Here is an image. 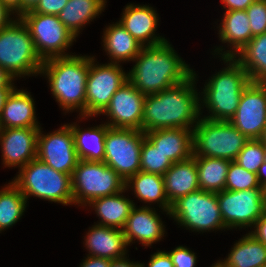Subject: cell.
<instances>
[{
    "mask_svg": "<svg viewBox=\"0 0 266 267\" xmlns=\"http://www.w3.org/2000/svg\"><path fill=\"white\" fill-rule=\"evenodd\" d=\"M15 78L12 77L4 68L0 67V88H15L13 85Z\"/></svg>",
    "mask_w": 266,
    "mask_h": 267,
    "instance_id": "7dc6e473",
    "label": "cell"
},
{
    "mask_svg": "<svg viewBox=\"0 0 266 267\" xmlns=\"http://www.w3.org/2000/svg\"><path fill=\"white\" fill-rule=\"evenodd\" d=\"M125 192L126 189L115 195L94 199L88 204V206H92L99 219H101L96 224L118 229L124 228L127 218L135 206L133 200L122 194Z\"/></svg>",
    "mask_w": 266,
    "mask_h": 267,
    "instance_id": "4316f807",
    "label": "cell"
},
{
    "mask_svg": "<svg viewBox=\"0 0 266 267\" xmlns=\"http://www.w3.org/2000/svg\"><path fill=\"white\" fill-rule=\"evenodd\" d=\"M264 162L266 163V146H265V152H264Z\"/></svg>",
    "mask_w": 266,
    "mask_h": 267,
    "instance_id": "db71d44e",
    "label": "cell"
},
{
    "mask_svg": "<svg viewBox=\"0 0 266 267\" xmlns=\"http://www.w3.org/2000/svg\"><path fill=\"white\" fill-rule=\"evenodd\" d=\"M252 38L266 33V0H255L246 9Z\"/></svg>",
    "mask_w": 266,
    "mask_h": 267,
    "instance_id": "8d00e7d4",
    "label": "cell"
},
{
    "mask_svg": "<svg viewBox=\"0 0 266 267\" xmlns=\"http://www.w3.org/2000/svg\"><path fill=\"white\" fill-rule=\"evenodd\" d=\"M14 88H0V113L5 105L7 97Z\"/></svg>",
    "mask_w": 266,
    "mask_h": 267,
    "instance_id": "681fc988",
    "label": "cell"
},
{
    "mask_svg": "<svg viewBox=\"0 0 266 267\" xmlns=\"http://www.w3.org/2000/svg\"><path fill=\"white\" fill-rule=\"evenodd\" d=\"M198 171L200 190L220 192L225 190L229 160L210 157H194Z\"/></svg>",
    "mask_w": 266,
    "mask_h": 267,
    "instance_id": "1f68e13d",
    "label": "cell"
},
{
    "mask_svg": "<svg viewBox=\"0 0 266 267\" xmlns=\"http://www.w3.org/2000/svg\"><path fill=\"white\" fill-rule=\"evenodd\" d=\"M253 82H266V33L253 37L234 57Z\"/></svg>",
    "mask_w": 266,
    "mask_h": 267,
    "instance_id": "4dcf8cb0",
    "label": "cell"
},
{
    "mask_svg": "<svg viewBox=\"0 0 266 267\" xmlns=\"http://www.w3.org/2000/svg\"><path fill=\"white\" fill-rule=\"evenodd\" d=\"M119 63L98 64L89 56L86 83L85 117L100 115L109 105L114 93L128 81L127 73Z\"/></svg>",
    "mask_w": 266,
    "mask_h": 267,
    "instance_id": "4fadbf2b",
    "label": "cell"
},
{
    "mask_svg": "<svg viewBox=\"0 0 266 267\" xmlns=\"http://www.w3.org/2000/svg\"><path fill=\"white\" fill-rule=\"evenodd\" d=\"M159 16L149 5L127 4L122 13L120 22L123 27L143 46H155L167 40L155 34Z\"/></svg>",
    "mask_w": 266,
    "mask_h": 267,
    "instance_id": "ac0fdd59",
    "label": "cell"
},
{
    "mask_svg": "<svg viewBox=\"0 0 266 267\" xmlns=\"http://www.w3.org/2000/svg\"><path fill=\"white\" fill-rule=\"evenodd\" d=\"M134 190V195L144 203H157L159 207L170 215L172 205L169 203L164 186V178L159 174L139 171L125 181V189Z\"/></svg>",
    "mask_w": 266,
    "mask_h": 267,
    "instance_id": "484cf974",
    "label": "cell"
},
{
    "mask_svg": "<svg viewBox=\"0 0 266 267\" xmlns=\"http://www.w3.org/2000/svg\"><path fill=\"white\" fill-rule=\"evenodd\" d=\"M255 0H221L223 8L227 11L246 10Z\"/></svg>",
    "mask_w": 266,
    "mask_h": 267,
    "instance_id": "b9f144b4",
    "label": "cell"
},
{
    "mask_svg": "<svg viewBox=\"0 0 266 267\" xmlns=\"http://www.w3.org/2000/svg\"><path fill=\"white\" fill-rule=\"evenodd\" d=\"M19 18L29 29L35 49L43 61L53 57L69 56L65 51L76 41V37L58 16L30 10Z\"/></svg>",
    "mask_w": 266,
    "mask_h": 267,
    "instance_id": "30bf717a",
    "label": "cell"
},
{
    "mask_svg": "<svg viewBox=\"0 0 266 267\" xmlns=\"http://www.w3.org/2000/svg\"><path fill=\"white\" fill-rule=\"evenodd\" d=\"M223 267H264L266 246L248 233L237 241L224 260H218Z\"/></svg>",
    "mask_w": 266,
    "mask_h": 267,
    "instance_id": "f1b7e54d",
    "label": "cell"
},
{
    "mask_svg": "<svg viewBox=\"0 0 266 267\" xmlns=\"http://www.w3.org/2000/svg\"><path fill=\"white\" fill-rule=\"evenodd\" d=\"M19 174L11 182L28 201L34 196L47 201L73 204L71 175L54 170L38 158L19 168Z\"/></svg>",
    "mask_w": 266,
    "mask_h": 267,
    "instance_id": "5b68a950",
    "label": "cell"
},
{
    "mask_svg": "<svg viewBox=\"0 0 266 267\" xmlns=\"http://www.w3.org/2000/svg\"><path fill=\"white\" fill-rule=\"evenodd\" d=\"M172 162L145 137L141 146L140 167L142 172L163 176Z\"/></svg>",
    "mask_w": 266,
    "mask_h": 267,
    "instance_id": "836d02e7",
    "label": "cell"
},
{
    "mask_svg": "<svg viewBox=\"0 0 266 267\" xmlns=\"http://www.w3.org/2000/svg\"><path fill=\"white\" fill-rule=\"evenodd\" d=\"M109 267H146L145 263H139V262H134V261H129V259L127 258V256L122 257V258H118V259H114L111 261Z\"/></svg>",
    "mask_w": 266,
    "mask_h": 267,
    "instance_id": "bcb514c9",
    "label": "cell"
},
{
    "mask_svg": "<svg viewBox=\"0 0 266 267\" xmlns=\"http://www.w3.org/2000/svg\"><path fill=\"white\" fill-rule=\"evenodd\" d=\"M219 209L227 230L252 228L266 214V190L251 188L244 191L217 192Z\"/></svg>",
    "mask_w": 266,
    "mask_h": 267,
    "instance_id": "8fae6325",
    "label": "cell"
},
{
    "mask_svg": "<svg viewBox=\"0 0 266 267\" xmlns=\"http://www.w3.org/2000/svg\"><path fill=\"white\" fill-rule=\"evenodd\" d=\"M3 5L7 7L15 17H20L23 14V0H1ZM17 15V16H16Z\"/></svg>",
    "mask_w": 266,
    "mask_h": 267,
    "instance_id": "f6af8a7d",
    "label": "cell"
},
{
    "mask_svg": "<svg viewBox=\"0 0 266 267\" xmlns=\"http://www.w3.org/2000/svg\"><path fill=\"white\" fill-rule=\"evenodd\" d=\"M40 0H23V13L33 10Z\"/></svg>",
    "mask_w": 266,
    "mask_h": 267,
    "instance_id": "f907efd6",
    "label": "cell"
},
{
    "mask_svg": "<svg viewBox=\"0 0 266 267\" xmlns=\"http://www.w3.org/2000/svg\"><path fill=\"white\" fill-rule=\"evenodd\" d=\"M40 127L1 128L0 145L4 167H23L37 158Z\"/></svg>",
    "mask_w": 266,
    "mask_h": 267,
    "instance_id": "e0dca14e",
    "label": "cell"
},
{
    "mask_svg": "<svg viewBox=\"0 0 266 267\" xmlns=\"http://www.w3.org/2000/svg\"><path fill=\"white\" fill-rule=\"evenodd\" d=\"M43 62L29 29L19 17L0 30V67L12 77L38 76Z\"/></svg>",
    "mask_w": 266,
    "mask_h": 267,
    "instance_id": "8992f818",
    "label": "cell"
},
{
    "mask_svg": "<svg viewBox=\"0 0 266 267\" xmlns=\"http://www.w3.org/2000/svg\"><path fill=\"white\" fill-rule=\"evenodd\" d=\"M264 152L265 145L260 139H249L234 162L257 174L259 167L264 163Z\"/></svg>",
    "mask_w": 266,
    "mask_h": 267,
    "instance_id": "d590c367",
    "label": "cell"
},
{
    "mask_svg": "<svg viewBox=\"0 0 266 267\" xmlns=\"http://www.w3.org/2000/svg\"><path fill=\"white\" fill-rule=\"evenodd\" d=\"M111 261V259L87 255L79 267H109Z\"/></svg>",
    "mask_w": 266,
    "mask_h": 267,
    "instance_id": "7bdbcfd3",
    "label": "cell"
},
{
    "mask_svg": "<svg viewBox=\"0 0 266 267\" xmlns=\"http://www.w3.org/2000/svg\"><path fill=\"white\" fill-rule=\"evenodd\" d=\"M67 3L68 0H40L33 11L58 16Z\"/></svg>",
    "mask_w": 266,
    "mask_h": 267,
    "instance_id": "f35d334b",
    "label": "cell"
},
{
    "mask_svg": "<svg viewBox=\"0 0 266 267\" xmlns=\"http://www.w3.org/2000/svg\"><path fill=\"white\" fill-rule=\"evenodd\" d=\"M71 187L73 204L85 207L94 199L122 192L125 181L104 162L79 160L71 175Z\"/></svg>",
    "mask_w": 266,
    "mask_h": 267,
    "instance_id": "ba28073f",
    "label": "cell"
},
{
    "mask_svg": "<svg viewBox=\"0 0 266 267\" xmlns=\"http://www.w3.org/2000/svg\"><path fill=\"white\" fill-rule=\"evenodd\" d=\"M128 81L145 95L159 93L183 82L193 69L175 52L170 42L142 47L134 58Z\"/></svg>",
    "mask_w": 266,
    "mask_h": 267,
    "instance_id": "7a4b0ae2",
    "label": "cell"
},
{
    "mask_svg": "<svg viewBox=\"0 0 266 267\" xmlns=\"http://www.w3.org/2000/svg\"><path fill=\"white\" fill-rule=\"evenodd\" d=\"M69 125L74 136V145L79 160L103 162L105 157V137L110 126L104 123L83 130L76 122Z\"/></svg>",
    "mask_w": 266,
    "mask_h": 267,
    "instance_id": "83f0119b",
    "label": "cell"
},
{
    "mask_svg": "<svg viewBox=\"0 0 266 267\" xmlns=\"http://www.w3.org/2000/svg\"><path fill=\"white\" fill-rule=\"evenodd\" d=\"M147 267H174L168 252L158 251L151 255Z\"/></svg>",
    "mask_w": 266,
    "mask_h": 267,
    "instance_id": "ab89813d",
    "label": "cell"
},
{
    "mask_svg": "<svg viewBox=\"0 0 266 267\" xmlns=\"http://www.w3.org/2000/svg\"><path fill=\"white\" fill-rule=\"evenodd\" d=\"M122 230L128 246L138 240L143 246L148 247L164 237L165 225L154 207L145 205L137 208L135 205Z\"/></svg>",
    "mask_w": 266,
    "mask_h": 267,
    "instance_id": "d6986e66",
    "label": "cell"
},
{
    "mask_svg": "<svg viewBox=\"0 0 266 267\" xmlns=\"http://www.w3.org/2000/svg\"><path fill=\"white\" fill-rule=\"evenodd\" d=\"M169 216L178 225L195 232L227 229L216 192L198 190L180 197L172 204Z\"/></svg>",
    "mask_w": 266,
    "mask_h": 267,
    "instance_id": "9c48e42d",
    "label": "cell"
},
{
    "mask_svg": "<svg viewBox=\"0 0 266 267\" xmlns=\"http://www.w3.org/2000/svg\"><path fill=\"white\" fill-rule=\"evenodd\" d=\"M106 3V0H68L58 17L64 26L78 37L83 26L104 12Z\"/></svg>",
    "mask_w": 266,
    "mask_h": 267,
    "instance_id": "f546056e",
    "label": "cell"
},
{
    "mask_svg": "<svg viewBox=\"0 0 266 267\" xmlns=\"http://www.w3.org/2000/svg\"><path fill=\"white\" fill-rule=\"evenodd\" d=\"M193 129L167 128L145 133V137L172 163L187 160L193 156Z\"/></svg>",
    "mask_w": 266,
    "mask_h": 267,
    "instance_id": "44dd1931",
    "label": "cell"
},
{
    "mask_svg": "<svg viewBox=\"0 0 266 267\" xmlns=\"http://www.w3.org/2000/svg\"><path fill=\"white\" fill-rule=\"evenodd\" d=\"M31 96L23 89L12 90L0 113L1 128L41 127L35 116V103Z\"/></svg>",
    "mask_w": 266,
    "mask_h": 267,
    "instance_id": "603a6c76",
    "label": "cell"
},
{
    "mask_svg": "<svg viewBox=\"0 0 266 267\" xmlns=\"http://www.w3.org/2000/svg\"><path fill=\"white\" fill-rule=\"evenodd\" d=\"M165 193L172 205L180 197L200 190L195 158L173 163L163 175Z\"/></svg>",
    "mask_w": 266,
    "mask_h": 267,
    "instance_id": "cb8c5ba5",
    "label": "cell"
},
{
    "mask_svg": "<svg viewBox=\"0 0 266 267\" xmlns=\"http://www.w3.org/2000/svg\"><path fill=\"white\" fill-rule=\"evenodd\" d=\"M27 200L12 183L0 190V233L16 224L24 214Z\"/></svg>",
    "mask_w": 266,
    "mask_h": 267,
    "instance_id": "d6a6232c",
    "label": "cell"
},
{
    "mask_svg": "<svg viewBox=\"0 0 266 267\" xmlns=\"http://www.w3.org/2000/svg\"><path fill=\"white\" fill-rule=\"evenodd\" d=\"M258 182L266 190V163L264 162L257 172Z\"/></svg>",
    "mask_w": 266,
    "mask_h": 267,
    "instance_id": "c3c4849f",
    "label": "cell"
},
{
    "mask_svg": "<svg viewBox=\"0 0 266 267\" xmlns=\"http://www.w3.org/2000/svg\"><path fill=\"white\" fill-rule=\"evenodd\" d=\"M260 140L263 142V144L266 146V126H265V129L263 131V134L260 138Z\"/></svg>",
    "mask_w": 266,
    "mask_h": 267,
    "instance_id": "816d5d0a",
    "label": "cell"
},
{
    "mask_svg": "<svg viewBox=\"0 0 266 267\" xmlns=\"http://www.w3.org/2000/svg\"><path fill=\"white\" fill-rule=\"evenodd\" d=\"M89 56L70 55L44 60L40 75L48 78L56 102L65 112L75 109L85 117Z\"/></svg>",
    "mask_w": 266,
    "mask_h": 267,
    "instance_id": "3957f363",
    "label": "cell"
},
{
    "mask_svg": "<svg viewBox=\"0 0 266 267\" xmlns=\"http://www.w3.org/2000/svg\"><path fill=\"white\" fill-rule=\"evenodd\" d=\"M11 15L15 16L0 0V30L8 27L15 20Z\"/></svg>",
    "mask_w": 266,
    "mask_h": 267,
    "instance_id": "ee69618b",
    "label": "cell"
},
{
    "mask_svg": "<svg viewBox=\"0 0 266 267\" xmlns=\"http://www.w3.org/2000/svg\"><path fill=\"white\" fill-rule=\"evenodd\" d=\"M145 133L137 129L109 127L105 137L104 163L124 181L141 171V146Z\"/></svg>",
    "mask_w": 266,
    "mask_h": 267,
    "instance_id": "7c38bea8",
    "label": "cell"
},
{
    "mask_svg": "<svg viewBox=\"0 0 266 267\" xmlns=\"http://www.w3.org/2000/svg\"><path fill=\"white\" fill-rule=\"evenodd\" d=\"M174 267H195L197 256L189 248L184 246H178L175 249L168 252Z\"/></svg>",
    "mask_w": 266,
    "mask_h": 267,
    "instance_id": "74e56055",
    "label": "cell"
},
{
    "mask_svg": "<svg viewBox=\"0 0 266 267\" xmlns=\"http://www.w3.org/2000/svg\"><path fill=\"white\" fill-rule=\"evenodd\" d=\"M195 71L186 80L159 93L145 96L142 131L167 128L193 129L202 115ZM199 95V96H198Z\"/></svg>",
    "mask_w": 266,
    "mask_h": 267,
    "instance_id": "6da1fadb",
    "label": "cell"
},
{
    "mask_svg": "<svg viewBox=\"0 0 266 267\" xmlns=\"http://www.w3.org/2000/svg\"><path fill=\"white\" fill-rule=\"evenodd\" d=\"M254 231H250L256 239L266 246V214L262 216L253 226Z\"/></svg>",
    "mask_w": 266,
    "mask_h": 267,
    "instance_id": "60d3db41",
    "label": "cell"
},
{
    "mask_svg": "<svg viewBox=\"0 0 266 267\" xmlns=\"http://www.w3.org/2000/svg\"><path fill=\"white\" fill-rule=\"evenodd\" d=\"M145 94L126 81L112 96L109 105L101 113L109 117L106 124L114 128L142 131Z\"/></svg>",
    "mask_w": 266,
    "mask_h": 267,
    "instance_id": "2e32d148",
    "label": "cell"
},
{
    "mask_svg": "<svg viewBox=\"0 0 266 267\" xmlns=\"http://www.w3.org/2000/svg\"><path fill=\"white\" fill-rule=\"evenodd\" d=\"M193 157L234 161L249 141L230 121L199 119L193 127Z\"/></svg>",
    "mask_w": 266,
    "mask_h": 267,
    "instance_id": "52a82bcc",
    "label": "cell"
},
{
    "mask_svg": "<svg viewBox=\"0 0 266 267\" xmlns=\"http://www.w3.org/2000/svg\"><path fill=\"white\" fill-rule=\"evenodd\" d=\"M103 32L102 46L110 63L133 61L143 47L120 22L110 24Z\"/></svg>",
    "mask_w": 266,
    "mask_h": 267,
    "instance_id": "d4e9b609",
    "label": "cell"
},
{
    "mask_svg": "<svg viewBox=\"0 0 266 267\" xmlns=\"http://www.w3.org/2000/svg\"><path fill=\"white\" fill-rule=\"evenodd\" d=\"M229 121L248 139L261 138L266 126V82H249Z\"/></svg>",
    "mask_w": 266,
    "mask_h": 267,
    "instance_id": "5bb4252c",
    "label": "cell"
},
{
    "mask_svg": "<svg viewBox=\"0 0 266 267\" xmlns=\"http://www.w3.org/2000/svg\"><path fill=\"white\" fill-rule=\"evenodd\" d=\"M211 267H223L219 262L214 263V265L212 264Z\"/></svg>",
    "mask_w": 266,
    "mask_h": 267,
    "instance_id": "f5cc1de1",
    "label": "cell"
},
{
    "mask_svg": "<svg viewBox=\"0 0 266 267\" xmlns=\"http://www.w3.org/2000/svg\"><path fill=\"white\" fill-rule=\"evenodd\" d=\"M227 67L208 79L200 93V105L209 110L203 118L212 121H229L236 113L245 87L251 81L247 71L234 57H222ZM202 98V99H201Z\"/></svg>",
    "mask_w": 266,
    "mask_h": 267,
    "instance_id": "277c9868",
    "label": "cell"
},
{
    "mask_svg": "<svg viewBox=\"0 0 266 267\" xmlns=\"http://www.w3.org/2000/svg\"><path fill=\"white\" fill-rule=\"evenodd\" d=\"M86 234L84 245L89 256L114 260L127 255L128 244L122 229L95 224Z\"/></svg>",
    "mask_w": 266,
    "mask_h": 267,
    "instance_id": "7402d4cb",
    "label": "cell"
},
{
    "mask_svg": "<svg viewBox=\"0 0 266 267\" xmlns=\"http://www.w3.org/2000/svg\"><path fill=\"white\" fill-rule=\"evenodd\" d=\"M251 188H263L258 182L257 174L231 161L227 171L225 190L244 191Z\"/></svg>",
    "mask_w": 266,
    "mask_h": 267,
    "instance_id": "e575fe53",
    "label": "cell"
},
{
    "mask_svg": "<svg viewBox=\"0 0 266 267\" xmlns=\"http://www.w3.org/2000/svg\"><path fill=\"white\" fill-rule=\"evenodd\" d=\"M219 24V39L227 43L230 50L223 52V46L214 51L219 57H235L237 53L252 39L250 22L246 10H233L224 12V17ZM221 26V27H220ZM232 48V49H231Z\"/></svg>",
    "mask_w": 266,
    "mask_h": 267,
    "instance_id": "ffe728a7",
    "label": "cell"
},
{
    "mask_svg": "<svg viewBox=\"0 0 266 267\" xmlns=\"http://www.w3.org/2000/svg\"><path fill=\"white\" fill-rule=\"evenodd\" d=\"M38 133L37 158L54 170L72 175L79 157L74 145V136L69 124L44 135Z\"/></svg>",
    "mask_w": 266,
    "mask_h": 267,
    "instance_id": "9a60e30c",
    "label": "cell"
}]
</instances>
